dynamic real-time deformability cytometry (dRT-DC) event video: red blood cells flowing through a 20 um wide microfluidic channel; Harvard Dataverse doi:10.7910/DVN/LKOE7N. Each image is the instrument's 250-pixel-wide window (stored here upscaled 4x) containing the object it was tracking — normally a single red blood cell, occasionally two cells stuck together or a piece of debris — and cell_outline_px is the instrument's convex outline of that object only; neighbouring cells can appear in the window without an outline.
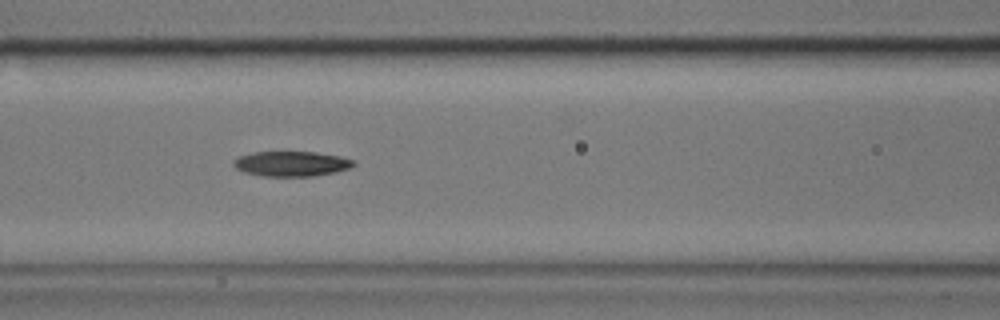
{"species": "common noctule bat (a hibernating species)", "species_latin": "Nyctalus noctula", "temperature_condition": "cold", "stored_images_in_passage": 7, "camera_frame_rate_fps": 3000, "um_per_image_px": 0.085, "animal": {"sex": "male", "body_mass_g": 17.9}, "frame": {"image": 1, "passage_image": 6, "time_ms": 1.667, "image_size_px": [1000, 320], "cell_outline_px": [[356, 164], [348, 168], [336, 172], [312, 176], [264, 176], [244, 172], [236, 168], [232, 164], [232, 160], [240, 156], [252, 152], [316, 152], [340, 156], [356, 160]], "centroid_in_image_um": [24.78, 13.91], "position_along_channel_um": 141.8, "area_um2": 17.57}}